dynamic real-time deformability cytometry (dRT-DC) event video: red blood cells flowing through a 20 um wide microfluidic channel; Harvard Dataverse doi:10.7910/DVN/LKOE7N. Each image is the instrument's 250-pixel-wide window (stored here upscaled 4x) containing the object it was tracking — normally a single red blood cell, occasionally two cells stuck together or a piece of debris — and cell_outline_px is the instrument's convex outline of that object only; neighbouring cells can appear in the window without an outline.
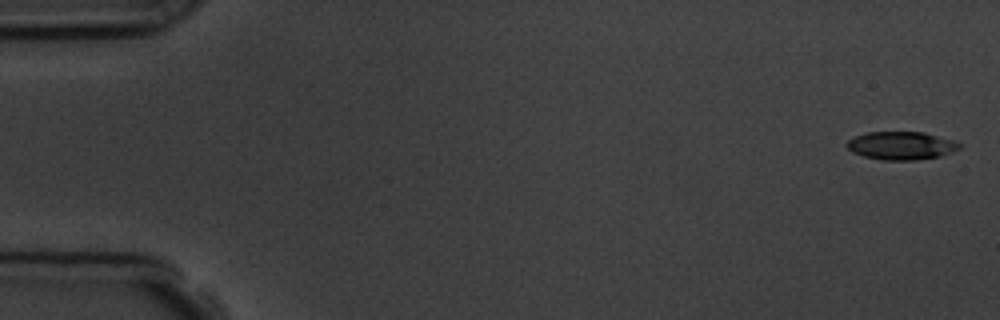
{"species": "common noctule bat (a hibernating species)", "species_latin": "Nyctalus noctula", "temperature_condition": "room temperature", "stored_images_in_passage": 5, "segment_of_instrument_passage": [2, 2], "camera_frame_rate_fps": 3000, "um_per_image_px": 0.085, "animal": {"sex": "male", "body_mass_g": 19.5, "forearm_length_mm": 54.6}, "frame": {"image": 1, "passage_image": 5, "time_ms": 6.333, "image_size_px": [1000, 320], "cell_outline_px": [[964, 144], [960, 148], [952, 152], [940, 156], [916, 160], [884, 160], [864, 156], [852, 152], [844, 144], [848, 140], [856, 136], [868, 132], [924, 132], [952, 140]], "centroid_in_image_um": [76.62, 12.38], "position_along_channel_um": 8.4, "area_um2": 18.44}}